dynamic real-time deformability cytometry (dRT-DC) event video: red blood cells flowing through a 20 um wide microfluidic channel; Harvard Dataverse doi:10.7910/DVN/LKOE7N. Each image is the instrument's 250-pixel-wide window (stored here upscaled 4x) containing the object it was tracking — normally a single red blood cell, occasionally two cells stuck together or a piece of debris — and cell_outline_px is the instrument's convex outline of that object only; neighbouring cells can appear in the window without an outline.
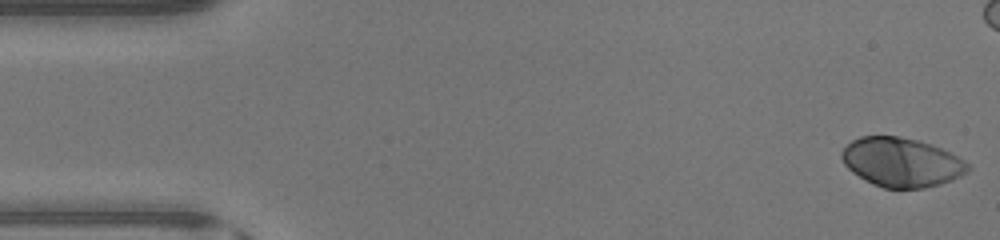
{"species": "human", "species_latin": "Homo sapiens", "temperature_condition": "warm", "stored_images_in_passage": 40, "camera_frame_rate_fps": 3000, "um_per_image_px": 0.085, "donor": {"sex": "male"}, "frame": {"image": 1, "passage_image": 1, "time_ms": 0.0, "image_size_px": [1000, 240], "cell_outline_px": [[972, 168], [968, 172], [952, 180], [940, 184], [924, 188], [884, 188], [872, 184], [864, 180], [852, 172], [844, 164], [840, 156], [840, 152], [852, 140], [860, 136], [900, 136], [916, 140], [940, 148], [964, 160]], "centroid_in_image_um": [76.6, 13.8], "position_along_channel_um": 8.4, "area_um2": 36.07}}
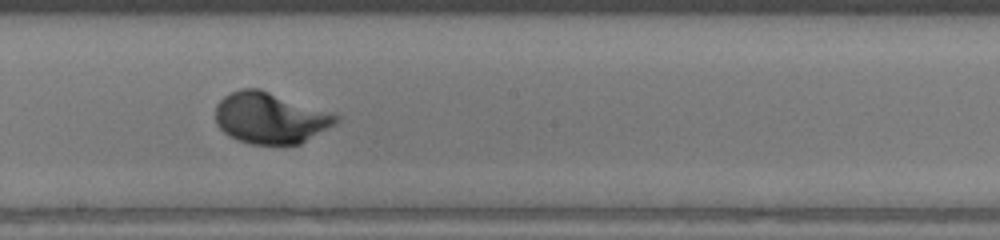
{"frame": {"image": 2, "passage_image": 25, "time_ms": 8.0, "image_size_px": [1000, 240], "cell_outline_px": [[340, 120], [336, 124], [300, 144], [252, 144], [236, 140], [228, 136], [216, 124], [216, 104], [224, 96], [240, 88], [260, 88], [336, 112], [340, 116]], "centroid_in_image_um": [23.02, 10.01], "position_along_channel_um": 225.2, "area_um2": 36.65}}
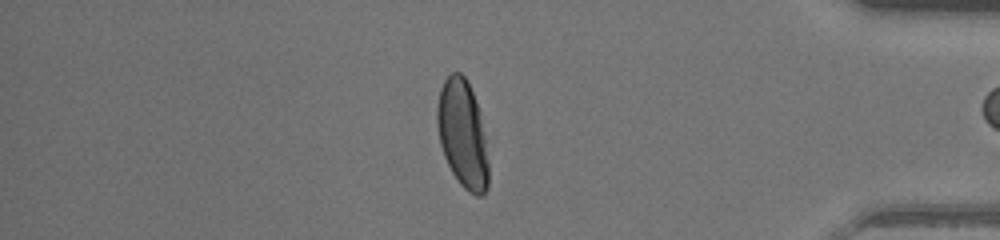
{"frame": {"image": 3, "passage_image": 39, "time_ms": 12.667, "image_size_px": [1000, 240], "cell_outline_px": [[488, 188], [480, 196], [476, 196], [468, 192], [460, 184], [452, 172], [444, 156], [440, 144], [436, 120], [436, 108], [440, 88], [444, 80], [452, 72], [460, 72], [464, 76], [472, 92], [480, 112], [488, 160]], "centroid_in_image_um": [39.3, 11.4], "position_along_channel_um": 395.9, "area_um2": 32.19}, "authors_computed_cell_mechanics": {"area_um2": 35.5181, "velocity_mm_per_s": 4.4424, "shape_relaxation_time_tau1_ms": 2.1893, "shape_relaxation_time_tau2_ms": null, "deformation_change_tau1": 0.1817, "deformation_change_tau2": null}}